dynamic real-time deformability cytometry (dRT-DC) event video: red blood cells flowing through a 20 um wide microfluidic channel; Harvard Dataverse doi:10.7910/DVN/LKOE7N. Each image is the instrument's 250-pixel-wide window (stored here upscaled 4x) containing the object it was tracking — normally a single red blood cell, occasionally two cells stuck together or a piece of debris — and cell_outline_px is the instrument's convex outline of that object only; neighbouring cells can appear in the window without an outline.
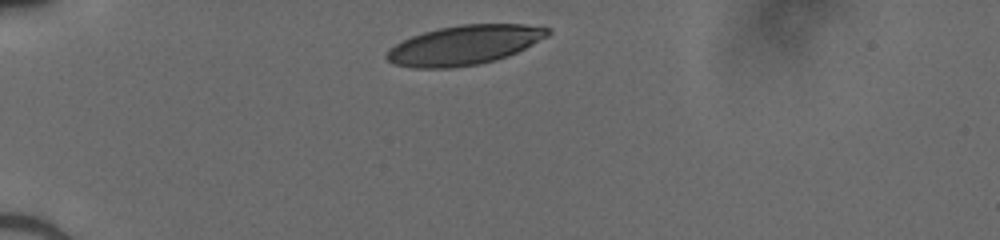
{"species": "human", "species_latin": "Homo sapiens", "temperature_condition": "cold", "stored_images_in_passage": 30, "camera_frame_rate_fps": 3000, "um_per_image_px": 0.085, "donor": {"sex": "male"}, "frame": {"image": 1, "passage_image": 1, "time_ms": 0.0, "image_size_px": [1000, 240], "cell_outline_px": [[552, 32], [548, 36], [516, 52], [496, 60], [480, 64], [448, 68], [416, 68], [396, 64], [388, 60], [384, 56], [388, 48], [412, 36], [424, 32], [440, 28], [460, 24], [524, 24], [552, 28]], "centroid_in_image_um": [39.48, 3.82], "position_along_channel_um": 45.5, "area_um2": 36.88}}
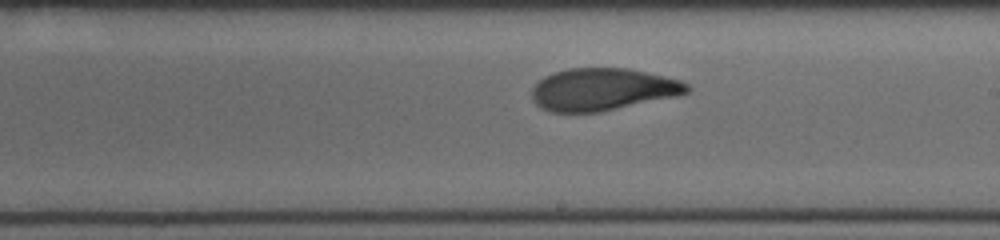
{"frame": {"image": 2, "passage_image": 18, "time_ms": 5.667, "image_size_px": [1000, 240], "cell_outline_px": [[692, 88], [688, 92], [676, 96], [600, 112], [552, 112], [540, 108], [532, 100], [532, 88], [544, 76], [552, 72], [568, 68], [628, 68], [680, 80], [688, 84]], "centroid_in_image_um": [51.2, 7.6], "position_along_channel_um": 237.8, "area_um2": 38.26}}
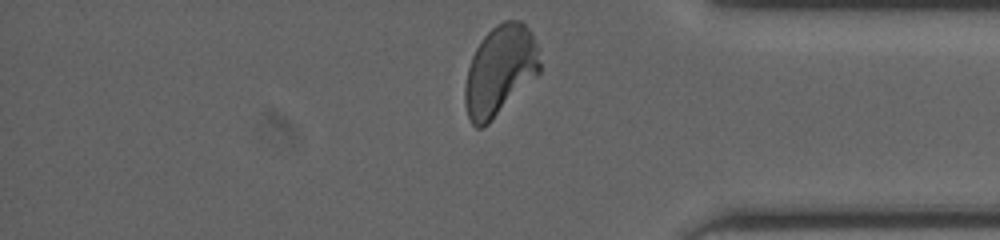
{"frame": {"image": 3, "passage_image": 30, "time_ms": 9.667, "image_size_px": [1000, 240], "cell_outline_px": [[540, 72], [484, 128], [476, 128], [472, 124], [468, 116], [464, 104], [464, 88], [468, 68], [472, 56], [476, 48], [484, 36], [496, 24], [504, 20], [520, 20], [532, 32], [536, 44], [540, 64]], "centroid_in_image_um": [42.47, 6.0], "position_along_channel_um": 392.7, "area_um2": 39.07}}